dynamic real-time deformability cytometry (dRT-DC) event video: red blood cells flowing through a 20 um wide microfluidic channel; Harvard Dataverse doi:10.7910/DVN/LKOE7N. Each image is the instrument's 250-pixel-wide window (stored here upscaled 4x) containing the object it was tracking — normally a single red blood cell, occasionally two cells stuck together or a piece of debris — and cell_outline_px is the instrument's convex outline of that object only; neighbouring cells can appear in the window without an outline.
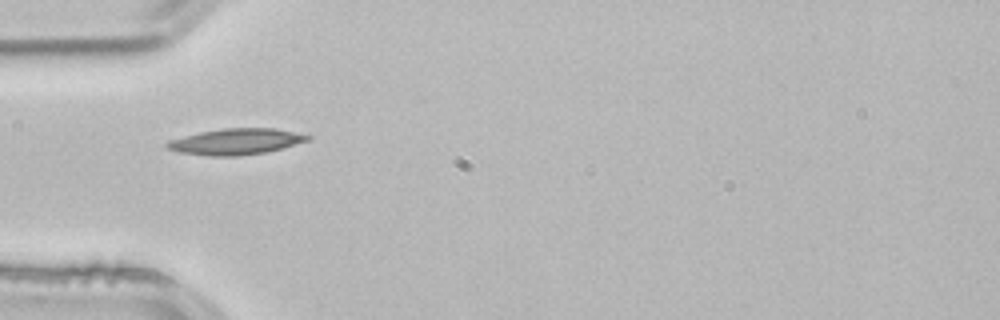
{"species": "common noctule bat (a hibernating species)", "species_latin": "Nyctalus noctula", "temperature_condition": "room temperature", "stored_images_in_passage": 1, "camera_frame_rate_fps": 3000, "um_per_image_px": 0.085, "animal": {"sex": "male", "body_mass_g": 21.5, "forearm_length_mm": 52.0}, "frame": {"image": 1, "passage_image": 1, "time_ms": 0.0, "image_size_px": [1000, 320], "cell_outline_px": [[312, 140], [264, 152], [240, 156], [208, 156], [180, 152], [164, 148], [164, 144], [168, 140], [200, 132], [224, 128], [272, 128], [312, 136]], "centroid_in_image_um": [20.01, 12.04], "position_along_channel_um": 65.0, "area_um2": 21.27}}